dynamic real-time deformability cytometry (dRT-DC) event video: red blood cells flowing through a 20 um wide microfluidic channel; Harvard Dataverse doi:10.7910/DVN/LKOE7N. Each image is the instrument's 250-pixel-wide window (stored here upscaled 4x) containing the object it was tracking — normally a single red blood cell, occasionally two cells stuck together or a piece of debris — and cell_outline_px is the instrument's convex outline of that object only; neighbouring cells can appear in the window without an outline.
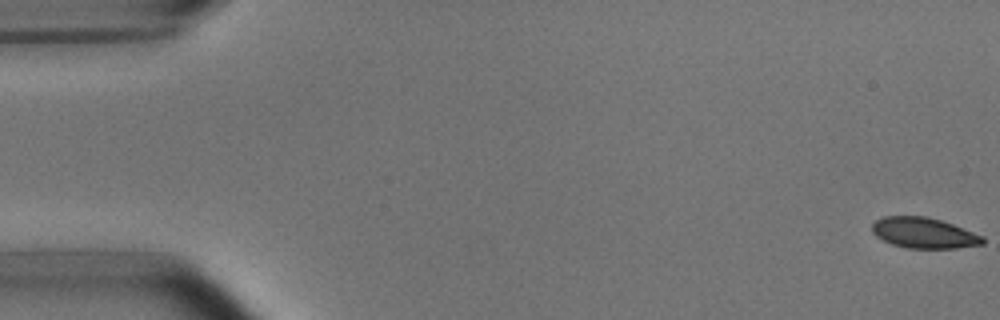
{"species": "common noctule bat (a hibernating species)", "species_latin": "Nyctalus noctula", "temperature_condition": "room temperature", "stored_images_in_passage": 53, "camera_frame_rate_fps": 3000, "um_per_image_px": 0.085, "animal": {"sex": "male", "body_mass_g": 15.6}, "frame": {"image": 1, "passage_image": 1, "time_ms": 0.0, "image_size_px": [1000, 320], "cell_outline_px": [[984, 244], [956, 248], [908, 248], [892, 244], [876, 236], [872, 232], [872, 224], [876, 220], [884, 216], [928, 216], [952, 224], [984, 236]], "centroid_in_image_um": [78.53, 19.79], "position_along_channel_um": 6.5, "area_um2": 19.71}}
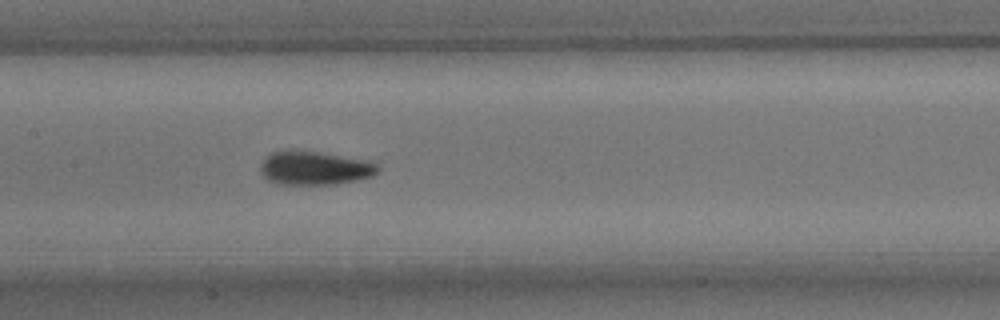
{"frame": {"image": 2, "passage_image": 26, "time_ms": 8.333, "image_size_px": [1000, 320], "cell_outline_px": [[380, 168], [372, 176], [356, 180], [336, 184], [276, 184], [268, 180], [260, 172], [260, 164], [272, 152], [288, 148], [296, 148], [368, 160], [376, 164]], "centroid_in_image_um": [26.7, 14.26], "position_along_channel_um": 180.7, "area_um2": 23.41}}
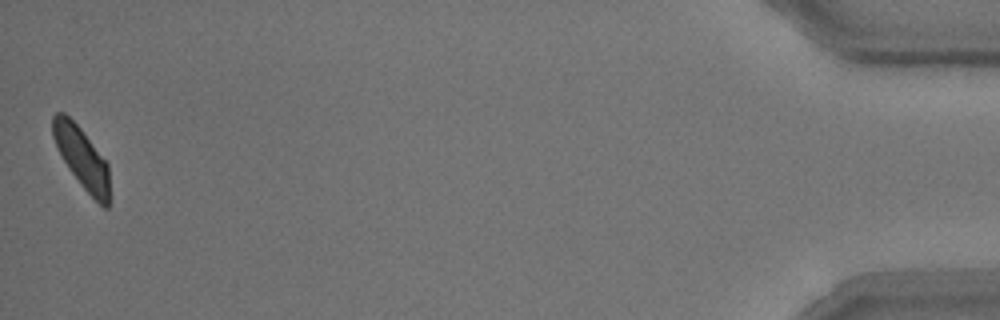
{"frame": {"image": 3, "passage_image": 53, "time_ms": 17.333, "image_size_px": [1000, 320], "cell_outline_px": [[108, 208], [104, 208], [84, 188], [68, 168], [56, 148], [52, 136], [52, 116], [56, 112], [64, 112], [80, 128], [108, 164]], "centroid_in_image_um": [6.9, 13.37], "position_along_channel_um": 428.3, "area_um2": 19.83}, "authors_computed_cell_mechanics": {"area_um2": 21.5016, "velocity_mm_per_s": 3.7752, "shape_relaxation_time_tau1_ms": 2.6608, "shape_relaxation_time_tau2_ms": null, "deformation_change_tau1": 0.1032, "deformation_change_tau2": null}}